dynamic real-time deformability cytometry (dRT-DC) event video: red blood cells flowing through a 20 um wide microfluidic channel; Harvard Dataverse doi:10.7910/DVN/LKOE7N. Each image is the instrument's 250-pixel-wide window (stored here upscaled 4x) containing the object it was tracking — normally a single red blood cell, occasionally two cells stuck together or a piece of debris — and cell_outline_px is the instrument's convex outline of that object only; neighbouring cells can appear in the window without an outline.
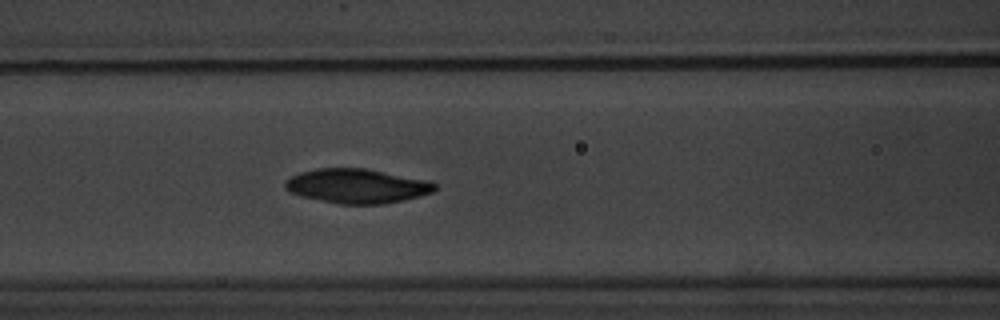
{"species": "common noctule bat (a hibernating species)", "species_latin": "Nyctalus noctula", "temperature_condition": "warm", "stored_images_in_passage": 7, "segment_of_instrument_passage": [1, 2], "camera_frame_rate_fps": 3000, "um_per_image_px": 0.085, "animal": {"sex": "male", "body_mass_g": 20.1, "forearm_length_mm": 53.5}, "frame": {"image": 1, "passage_image": 6, "time_ms": 6.667, "image_size_px": [1000, 320], "cell_outline_px": [[436, 188], [432, 192], [420, 196], [404, 200], [384, 204], [340, 204], [304, 196], [288, 192], [284, 188], [284, 180], [300, 172], [316, 168], [364, 168], [428, 180], [436, 184]], "centroid_in_image_um": [30.33, 15.8], "position_along_channel_um": 136.3, "area_um2": 29.94}}